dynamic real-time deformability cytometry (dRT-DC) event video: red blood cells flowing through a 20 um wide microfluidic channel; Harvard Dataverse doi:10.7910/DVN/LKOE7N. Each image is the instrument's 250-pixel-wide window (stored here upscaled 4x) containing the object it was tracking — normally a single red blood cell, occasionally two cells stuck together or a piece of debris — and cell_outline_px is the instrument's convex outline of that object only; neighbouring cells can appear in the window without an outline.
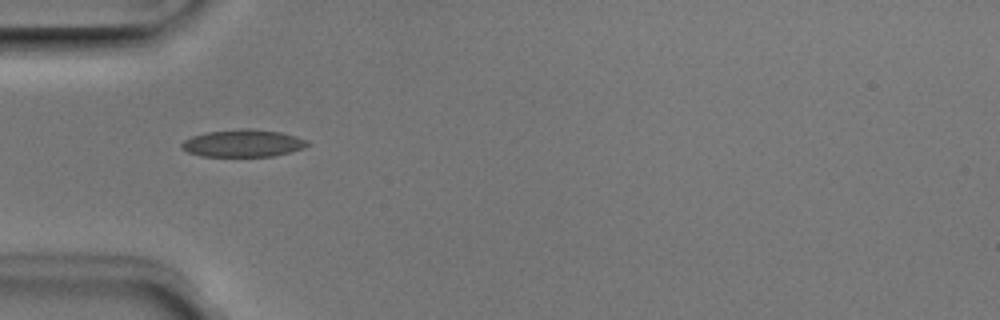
{"species": "Egyptian fruit bat (a non-hibernating species)", "species_latin": "Rousettus aegyptiacus", "temperature_condition": "room temperature", "stored_images_in_passage": 4, "camera_frame_rate_fps": 3000, "um_per_image_px": 0.085, "animal": {"sex": "male"}, "frame": {"image": 1, "passage_image": 4, "time_ms": 1.0, "image_size_px": [1000, 320], "cell_outline_px": [[312, 144], [304, 148], [272, 156], [200, 156], [188, 152], [180, 148], [180, 144], [184, 140], [192, 136], [204, 132], [244, 128], [252, 128], [280, 132], [296, 136], [308, 140]], "centroid_in_image_um": [20.65, 12.16], "position_along_channel_um": 64.3, "area_um2": 20.23}}